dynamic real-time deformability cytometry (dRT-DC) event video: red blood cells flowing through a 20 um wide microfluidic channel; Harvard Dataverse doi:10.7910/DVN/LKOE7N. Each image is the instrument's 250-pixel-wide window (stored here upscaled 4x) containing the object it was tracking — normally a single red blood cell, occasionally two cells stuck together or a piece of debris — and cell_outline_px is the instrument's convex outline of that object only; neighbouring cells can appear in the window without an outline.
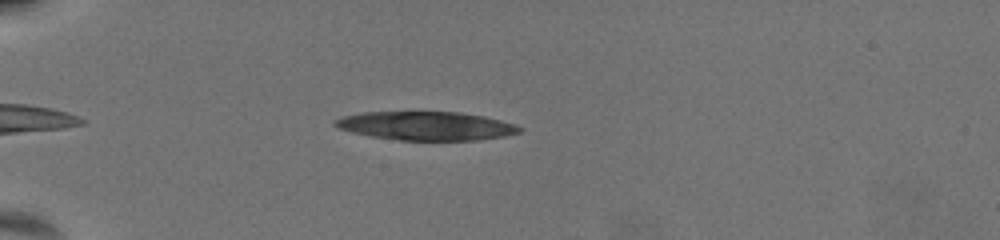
{"species": "common noctule bat (a hibernating species)", "species_latin": "Nyctalus noctula", "temperature_condition": "warm", "stored_images_in_passage": 37, "camera_frame_rate_fps": 3000, "um_per_image_px": 0.085, "animal": {"sex": "female", "body_mass_g": 19.5, "forearm_length_mm": 54.1}, "frame": {"image": 1, "passage_image": 3, "time_ms": 0.667, "image_size_px": [1000, 240], "cell_outline_px": [[524, 128], [520, 132], [504, 136], [476, 140], [400, 140], [372, 136], [352, 132], [340, 128], [332, 124], [332, 120], [344, 116], [360, 112], [460, 112], [484, 116], [500, 120]], "centroid_in_image_um": [36.2, 10.69], "position_along_channel_um": 48.8, "area_um2": 30.63}}
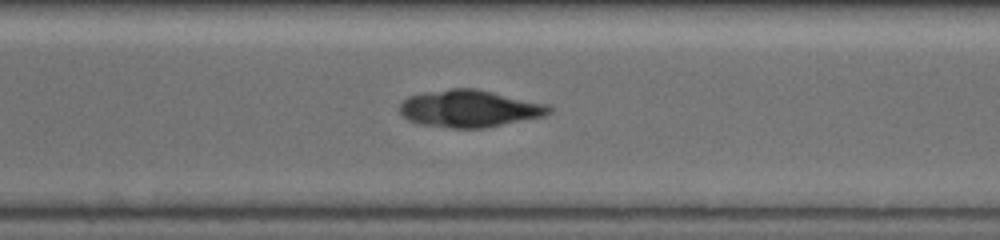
{"frame": {"image": 2, "passage_image": 30, "time_ms": 9.667, "image_size_px": [1000, 240], "cell_outline_px": [[552, 112], [544, 116], [484, 128], [452, 128], [420, 124], [408, 120], [400, 112], [400, 104], [408, 96], [424, 92], [452, 88], [476, 88], [548, 104], [552, 108]], "centroid_in_image_um": [39.91, 9.22], "position_along_channel_um": 330.7, "area_um2": 32.37}}
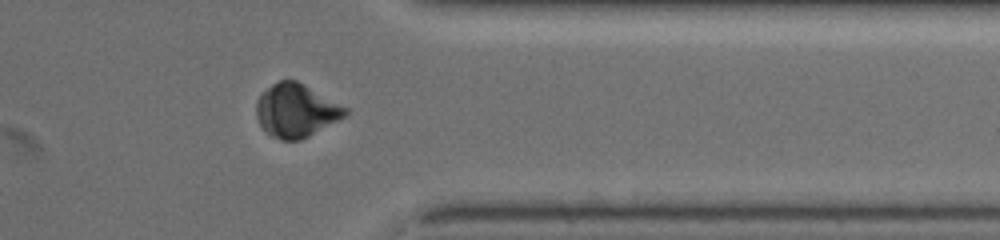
{"frame": {"image": 3, "passage_image": 35, "time_ms": 11.333, "image_size_px": [1000, 240], "cell_outline_px": [[348, 112], [344, 116], [308, 136], [300, 140], [280, 140], [264, 132], [256, 116], [256, 104], [260, 92], [272, 84], [280, 80], [296, 80], [348, 108]], "centroid_in_image_um": [25.11, 9.39], "position_along_channel_um": 386.3, "area_um2": 27.4}}